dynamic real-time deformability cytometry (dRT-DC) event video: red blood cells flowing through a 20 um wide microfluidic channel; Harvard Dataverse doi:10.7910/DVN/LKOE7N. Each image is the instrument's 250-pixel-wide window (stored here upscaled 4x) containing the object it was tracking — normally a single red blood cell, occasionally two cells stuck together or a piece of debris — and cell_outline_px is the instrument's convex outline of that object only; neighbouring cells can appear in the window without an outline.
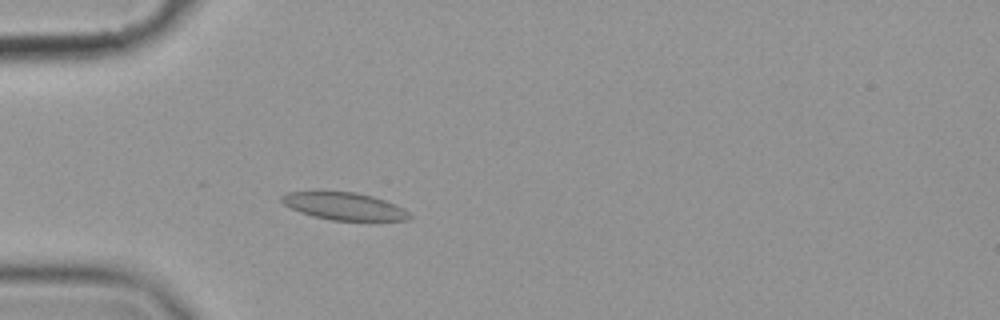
{"species": "common noctule bat (a hibernating species)", "species_latin": "Nyctalus noctula", "temperature_condition": "cold", "stored_images_in_passage": 53, "camera_frame_rate_fps": 3000, "um_per_image_px": 0.085, "animal": {"sex": "female", "body_mass_g": 19.9}, "frame": {"image": 1, "passage_image": 13, "time_ms": 4.0, "image_size_px": [1000, 320], "cell_outline_px": [[412, 216], [408, 220], [332, 220], [312, 216], [300, 212], [284, 204], [280, 200], [280, 196], [288, 192], [356, 192], [372, 196], [384, 200], [408, 212]], "centroid_in_image_um": [29.21, 17.53], "position_along_channel_um": 55.8, "area_um2": 20.0}}
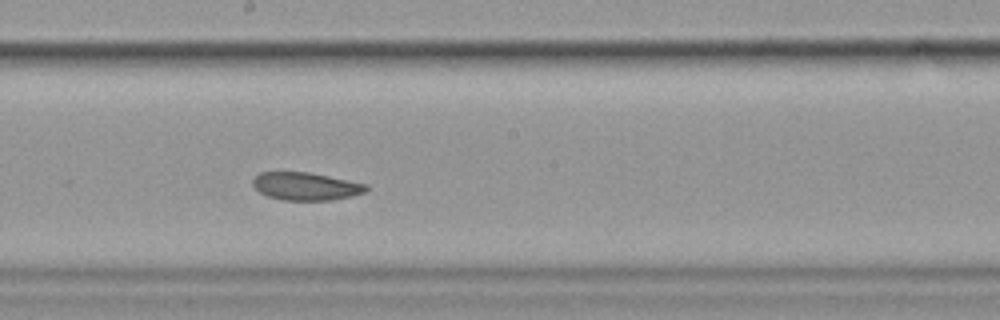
{"frame": {"image": 2, "passage_image": 28, "time_ms": 9.0, "image_size_px": [1000, 320], "cell_outline_px": [[368, 188], [364, 192], [352, 196], [332, 200], [280, 200], [268, 196], [260, 192], [252, 184], [252, 180], [260, 172], [308, 172], [368, 184]], "centroid_in_image_um": [25.99, 15.83], "position_along_channel_um": 222.2, "area_um2": 18.32}}
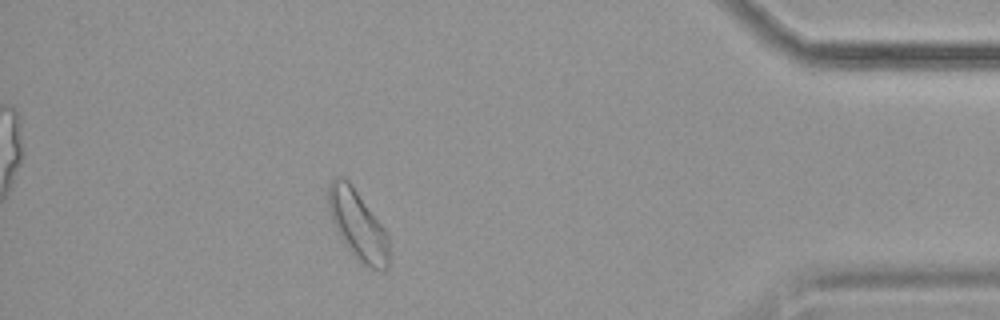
{"frame": {"image": 3, "passage_image": 47, "time_ms": 15.333, "image_size_px": [1000, 320], "cell_outline_px": [[388, 268], [384, 272], [380, 272], [364, 264], [344, 244], [332, 224], [328, 208], [328, 184], [336, 176], [344, 176], [348, 180], [384, 228], [388, 236]], "centroid_in_image_um": [30.39, 19.11], "position_along_channel_um": 404.8, "area_um2": 24.39}, "authors_computed_cell_mechanics": {"area_um2": 20.8658, "velocity_mm_per_s": 3.5129, "shape_relaxation_time_tau1_ms": 6.4115, "shape_relaxation_time_tau2_ms": 3.145, "deformation_change_tau1": 0.1284, "deformation_change_tau2": 0.0826}}